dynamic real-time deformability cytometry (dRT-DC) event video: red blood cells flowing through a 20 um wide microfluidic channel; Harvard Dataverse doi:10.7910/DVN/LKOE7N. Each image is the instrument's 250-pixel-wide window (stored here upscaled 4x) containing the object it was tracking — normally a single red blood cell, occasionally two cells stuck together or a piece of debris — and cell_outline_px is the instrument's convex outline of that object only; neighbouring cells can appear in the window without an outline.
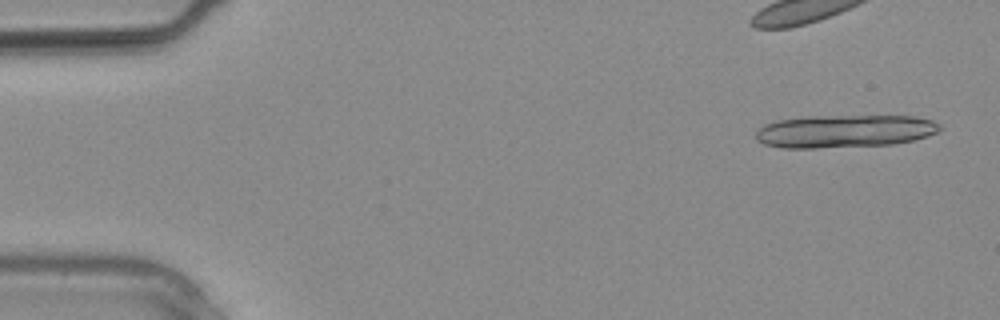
{"species": "common noctule bat (a hibernating species)", "species_latin": "Nyctalus noctula", "temperature_condition": "warm", "stored_images_in_passage": 3, "camera_frame_rate_fps": 3000, "um_per_image_px": 0.085, "animal": {"sex": "male", "body_mass_g": 20.4}, "frame": {"image": 1, "passage_image": 1, "time_ms": 0.0, "image_size_px": [1000, 320], "cell_outline_px": [[940, 132], [912, 140], [892, 144], [816, 148], [784, 148], [764, 144], [756, 140], [756, 132], [764, 124], [776, 120], [808, 116], [912, 116], [932, 120], [940, 124]], "centroid_in_image_um": [71.76, 11.15], "position_along_channel_um": 13.2, "area_um2": 35.2}}